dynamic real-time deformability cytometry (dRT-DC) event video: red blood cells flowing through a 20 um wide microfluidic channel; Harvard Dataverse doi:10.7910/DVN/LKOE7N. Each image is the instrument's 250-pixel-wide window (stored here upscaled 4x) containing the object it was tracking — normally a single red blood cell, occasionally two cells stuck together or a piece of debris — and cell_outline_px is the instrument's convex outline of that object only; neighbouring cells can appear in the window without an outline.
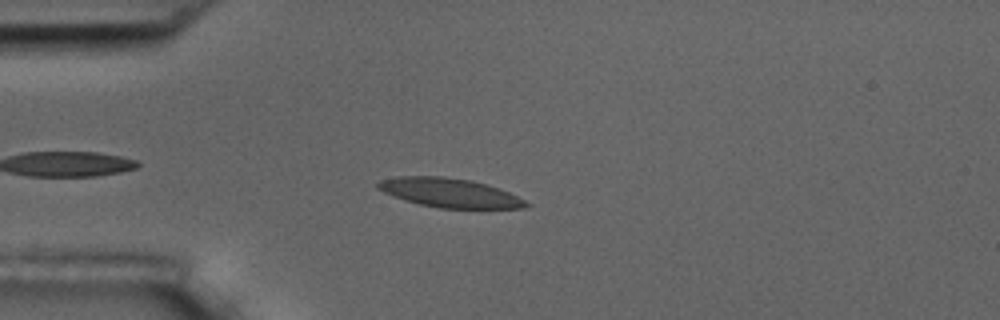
{"species": "common noctule bat (a hibernating species)", "species_latin": "Nyctalus noctula", "temperature_condition": "room temperature", "stored_images_in_passage": 4, "camera_frame_rate_fps": 3000, "um_per_image_px": 0.085, "animal": {"sex": "male", "body_mass_g": 17.5, "forearm_length_mm": 52.3}, "frame": {"image": 1, "passage_image": 4, "time_ms": 3.333, "image_size_px": [1000, 320], "cell_outline_px": [[532, 204], [528, 208], [440, 208], [420, 204], [404, 200], [384, 192], [376, 188], [376, 184], [380, 180], [396, 176], [444, 176], [472, 180], [508, 192]], "centroid_in_image_um": [38.19, 16.38], "position_along_channel_um": 46.8, "area_um2": 25.03}}